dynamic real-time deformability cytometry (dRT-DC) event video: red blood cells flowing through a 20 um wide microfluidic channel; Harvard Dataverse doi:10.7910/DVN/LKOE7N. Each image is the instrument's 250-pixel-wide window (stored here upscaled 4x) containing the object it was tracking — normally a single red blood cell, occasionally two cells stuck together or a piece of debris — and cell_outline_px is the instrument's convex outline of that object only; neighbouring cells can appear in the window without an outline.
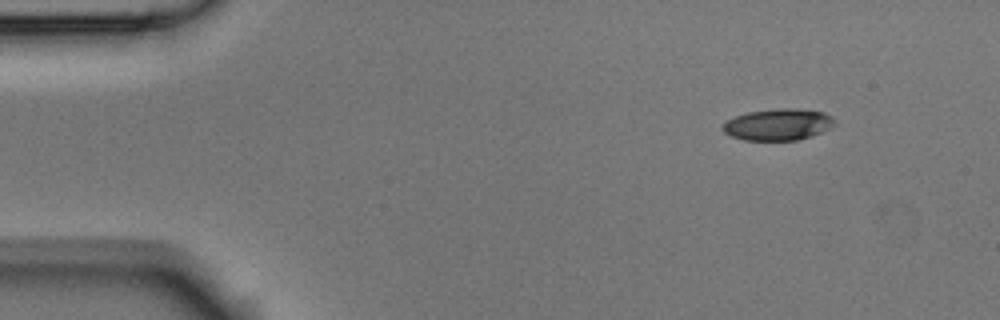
{"species": "Egyptian fruit bat (a non-hibernating species)", "species_latin": "Rousettus aegyptiacus", "temperature_condition": "room temperature", "stored_images_in_passage": 3, "camera_frame_rate_fps": 3000, "um_per_image_px": 0.085, "animal": {"sex": "male"}, "frame": {"image": 1, "passage_image": 1, "time_ms": 0.0, "image_size_px": [1000, 320], "cell_outline_px": [[836, 124], [832, 128], [812, 136], [796, 140], [744, 140], [732, 136], [724, 132], [720, 128], [728, 120], [736, 116], [748, 112], [780, 108], [796, 108], [824, 112], [832, 116]], "centroid_in_image_um": [66.18, 10.58], "position_along_channel_um": 18.8, "area_um2": 20.63}}
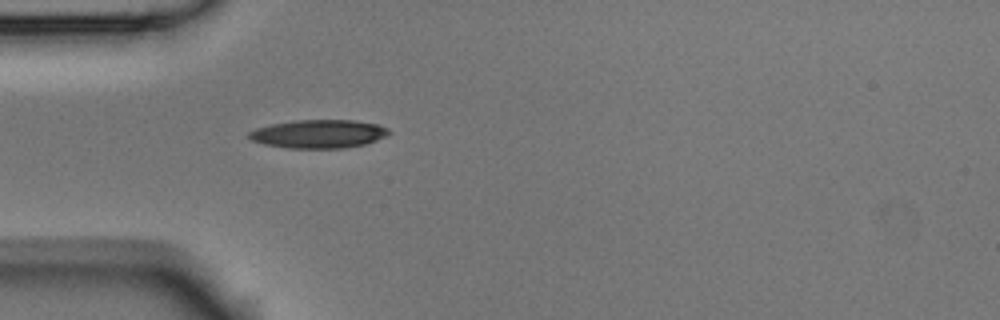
{"frame": {"image": 2, "passage_image": 3, "time_ms": 0.667, "image_size_px": [1000, 320], "cell_outline_px": [[392, 132], [376, 140], [364, 144], [344, 148], [288, 148], [264, 144], [252, 140], [248, 136], [248, 132], [256, 128], [272, 124], [296, 120], [352, 120], [376, 124], [388, 128]], "centroid_in_image_um": [27.07, 11.38], "position_along_channel_um": 57.9, "area_um2": 23.0}}